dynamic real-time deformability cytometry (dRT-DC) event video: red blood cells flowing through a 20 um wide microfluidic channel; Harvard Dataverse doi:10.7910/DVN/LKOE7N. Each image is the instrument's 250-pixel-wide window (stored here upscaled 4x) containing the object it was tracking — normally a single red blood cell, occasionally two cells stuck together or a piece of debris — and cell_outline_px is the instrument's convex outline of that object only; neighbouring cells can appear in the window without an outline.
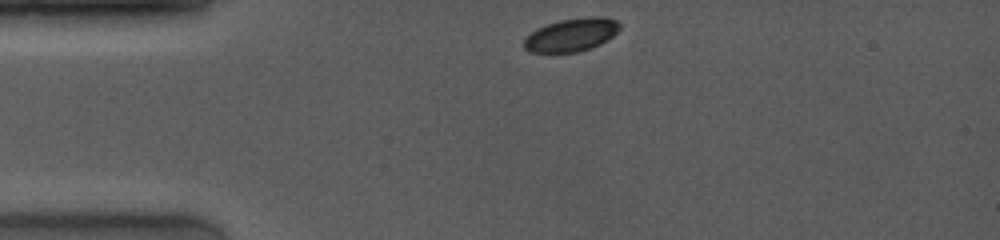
{"species": "common noctule bat (a hibernating species)", "species_latin": "Nyctalus noctula", "temperature_condition": "room temperature", "stored_images_in_passage": 15, "camera_frame_rate_fps": 4000, "um_per_image_px": 0.085, "animal": {"sex": "female", "body_mass_g": 19.0, "forearm_length_mm": 53.3}, "frame": {"image": 1, "passage_image": 1, "time_ms": 0.0, "image_size_px": [1000, 240], "cell_outline_px": [[620, 28], [612, 36], [600, 44], [592, 48], [576, 52], [528, 52], [524, 48], [524, 40], [536, 28], [560, 20], [592, 16], [604, 16], [616, 20], [620, 24]], "centroid_in_image_um": [48.58, 2.96], "position_along_channel_um": 36.4, "area_um2": 18.38}}
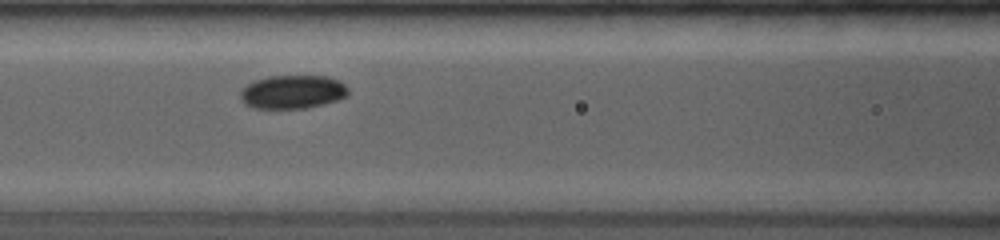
{"frame": {"image": 2, "passage_image": 11, "time_ms": 2.5, "image_size_px": [1000, 240], "cell_outline_px": [[348, 96], [324, 104], [308, 108], [252, 108], [244, 104], [240, 100], [240, 92], [252, 80], [268, 76], [328, 76], [344, 84], [348, 88]], "centroid_in_image_um": [24.84, 7.81], "position_along_channel_um": 141.8, "area_um2": 21.21}}
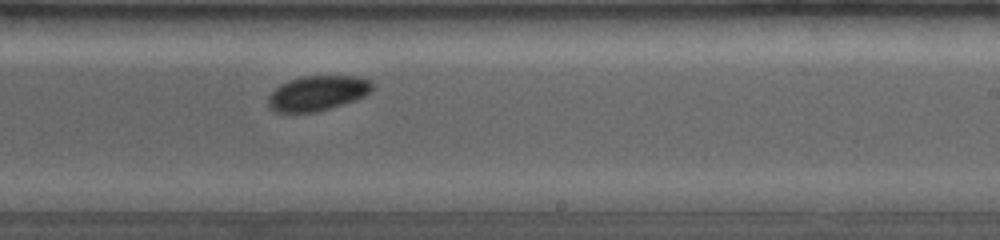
{"frame": {"image": 3, "passage_image": 15, "time_ms": 3.5, "image_size_px": [1000, 240], "cell_outline_px": [[372, 88], [364, 96], [356, 100], [316, 112], [276, 112], [268, 108], [268, 96], [280, 84], [300, 76], [356, 76], [372, 80]], "centroid_in_image_um": [26.97, 7.92], "position_along_channel_um": 262.0, "area_um2": 21.21}}